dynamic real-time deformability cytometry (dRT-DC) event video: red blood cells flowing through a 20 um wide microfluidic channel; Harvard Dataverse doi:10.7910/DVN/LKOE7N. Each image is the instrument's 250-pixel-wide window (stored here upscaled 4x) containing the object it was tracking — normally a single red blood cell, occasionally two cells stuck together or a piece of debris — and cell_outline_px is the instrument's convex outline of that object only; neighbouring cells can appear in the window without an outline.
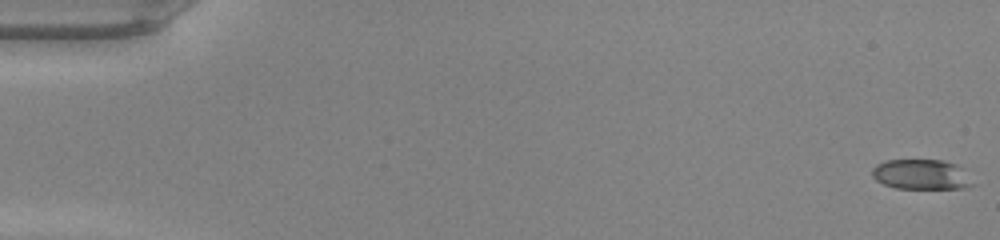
{"species": "common noctule bat (a hibernating species)", "species_latin": "Nyctalus noctula", "temperature_condition": "warm", "stored_images_in_passage": 49, "camera_frame_rate_fps": 3000, "um_per_image_px": 0.085, "animal": {"sex": "male", "body_mass_g": 20.0, "forearm_length_mm": 53.3}, "frame": {"image": 1, "passage_image": 1, "time_ms": 0.0, "image_size_px": [1000, 240], "cell_outline_px": [[976, 184], [968, 188], [896, 188], [884, 184], [876, 180], [872, 176], [872, 168], [876, 164], [884, 160], [944, 160], [956, 164], [964, 168]], "centroid_in_image_um": [78.36, 14.82], "position_along_channel_um": 6.6, "area_um2": 17.92}}
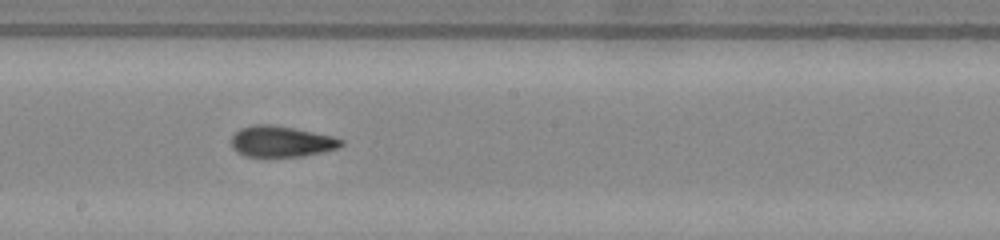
{"frame": {"image": 2, "passage_image": 28, "time_ms": 9.0, "image_size_px": [1000, 240], "cell_outline_px": [[344, 144], [336, 148], [320, 152], [300, 156], [248, 156], [236, 152], [232, 148], [232, 136], [240, 128], [252, 124], [272, 124], [332, 136], [344, 140]], "centroid_in_image_um": [23.87, 12.01], "position_along_channel_um": 224.3, "area_um2": 19.54}}
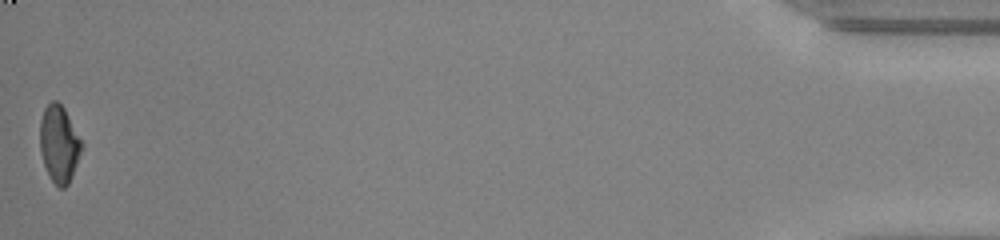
{"frame": {"image": 3, "passage_image": 49, "time_ms": 16.0, "image_size_px": [1000, 240], "cell_outline_px": [[84, 144], [72, 176], [68, 184], [64, 188], [60, 188], [52, 180], [44, 164], [40, 152], [40, 120], [44, 108], [52, 100], [56, 100], [64, 108]], "centroid_in_image_um": [5.03, 12.22], "position_along_channel_um": 430.2, "area_um2": 18.61}, "authors_computed_cell_mechanics": {"area_um2": 19.363, "velocity_mm_per_s": 4.2776, "shape_relaxation_time_tau1_ms": null, "shape_relaxation_time_tau2_ms": 2.2826, "deformation_change_tau1": null, "deformation_change_tau2": 0.092}}